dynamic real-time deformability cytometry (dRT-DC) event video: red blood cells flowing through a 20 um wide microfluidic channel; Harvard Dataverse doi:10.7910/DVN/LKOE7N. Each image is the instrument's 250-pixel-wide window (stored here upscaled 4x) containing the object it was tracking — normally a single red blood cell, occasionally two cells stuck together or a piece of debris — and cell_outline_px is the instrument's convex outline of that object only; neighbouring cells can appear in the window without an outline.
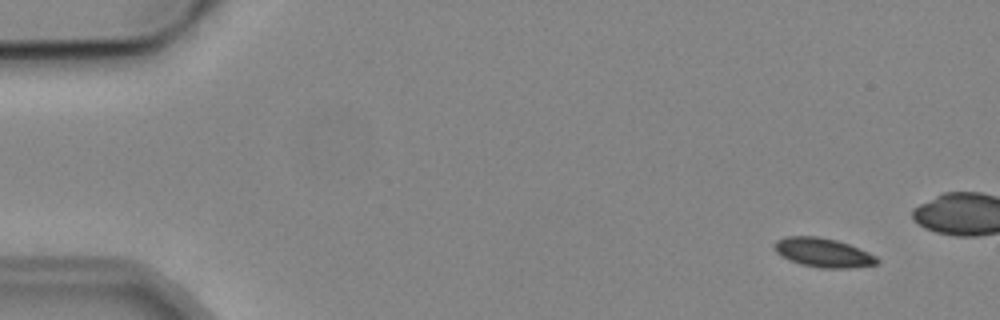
{"species": "common noctule bat (a hibernating species)", "species_latin": "Nyctalus noctula", "temperature_condition": "cold", "stored_images_in_passage": 7, "camera_frame_rate_fps": 3000, "um_per_image_px": 0.085, "animal": {"sex": "male", "body_mass_g": 19.2, "forearm_length_mm": 51.8}, "frame": {"image": 1, "passage_image": 2, "time_ms": 1.333, "image_size_px": [1000, 320], "cell_outline_px": [[880, 260], [876, 264], [848, 268], [820, 268], [800, 264], [788, 260], [780, 256], [776, 252], [772, 244], [776, 240], [784, 236], [816, 236], [836, 240], [848, 244], [868, 252], [876, 256]], "centroid_in_image_um": [69.91, 21.47], "position_along_channel_um": 15.1, "area_um2": 17.51}}